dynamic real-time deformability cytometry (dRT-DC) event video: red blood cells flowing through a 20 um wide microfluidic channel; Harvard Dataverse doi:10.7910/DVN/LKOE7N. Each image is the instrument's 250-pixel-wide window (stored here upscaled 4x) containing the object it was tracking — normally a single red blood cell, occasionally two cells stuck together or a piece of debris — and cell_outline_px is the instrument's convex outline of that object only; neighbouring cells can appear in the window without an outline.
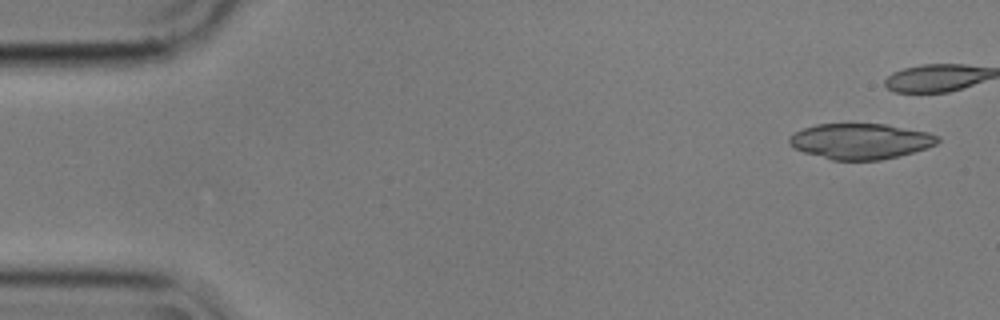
{"species": "common noctule bat (a hibernating species)", "species_latin": "Nyctalus noctula", "temperature_condition": "cold", "stored_images_in_passage": 8, "camera_frame_rate_fps": 3000, "um_per_image_px": 0.085, "animal": {"sex": "male", "body_mass_g": 17.9}, "frame": {"image": 1, "passage_image": 1, "time_ms": 0.0, "image_size_px": [1000, 320], "cell_outline_px": [[940, 140], [936, 144], [912, 152], [880, 160], [832, 160], [804, 152], [788, 144], [788, 136], [804, 128], [816, 124], [884, 124], [928, 132], [940, 136]], "centroid_in_image_um": [73.12, 12.0], "position_along_channel_um": 11.9, "area_um2": 30.58}}
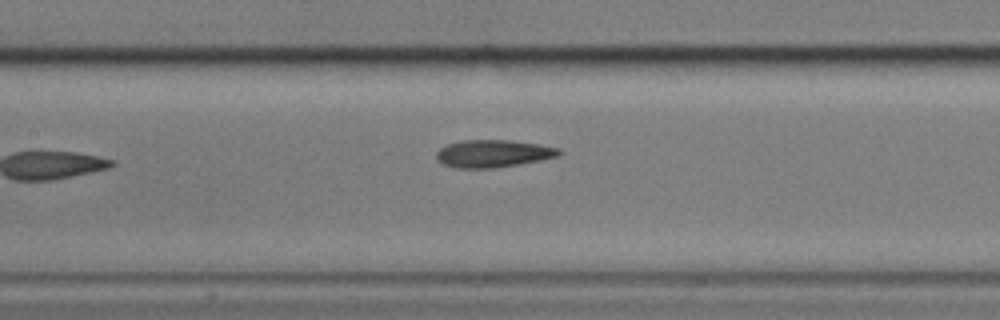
{"frame": {"image": 2, "passage_image": 8, "time_ms": 2.333, "image_size_px": [1000, 320], "cell_outline_px": [[564, 152], [560, 156], [520, 164], [492, 168], [456, 168], [444, 164], [436, 160], [436, 152], [440, 148], [448, 144], [460, 140], [508, 140], [540, 144], [560, 148]], "centroid_in_image_um": [41.94, 13.05], "position_along_channel_um": 165.5, "area_um2": 19.83}}